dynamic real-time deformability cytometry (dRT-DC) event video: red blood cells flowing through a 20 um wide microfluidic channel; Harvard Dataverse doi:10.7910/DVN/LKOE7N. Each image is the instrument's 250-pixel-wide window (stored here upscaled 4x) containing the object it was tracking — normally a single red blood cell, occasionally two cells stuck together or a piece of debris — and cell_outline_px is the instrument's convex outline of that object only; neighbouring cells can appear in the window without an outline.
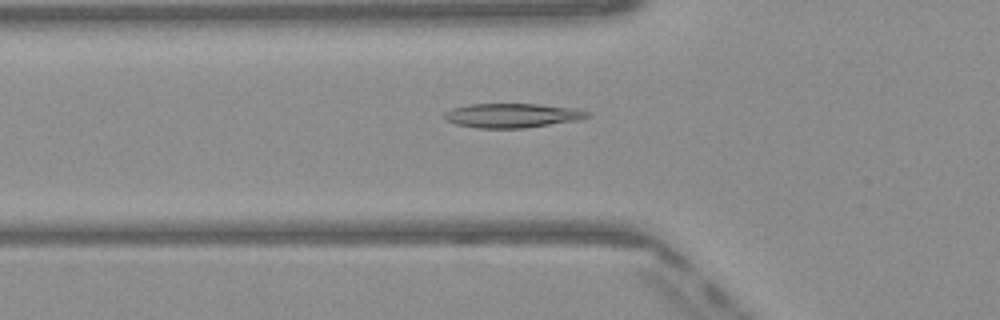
{"species": "Egyptian fruit bat (a non-hibernating species)", "species_latin": "Rousettus aegyptiacus", "temperature_condition": "warm", "stored_images_in_passage": 49, "camera_frame_rate_fps": 3000, "um_per_image_px": 0.085, "frame": {"image": 1, "passage_image": 17, "time_ms": 5.333, "image_size_px": [1000, 320], "cell_outline_px": [[588, 116], [580, 120], [524, 128], [476, 128], [456, 124], [444, 120], [444, 112], [452, 108], [472, 104], [536, 104], [576, 108], [588, 112]], "centroid_in_image_um": [43.51, 9.82], "position_along_channel_um": 82.3, "area_um2": 20.23}}
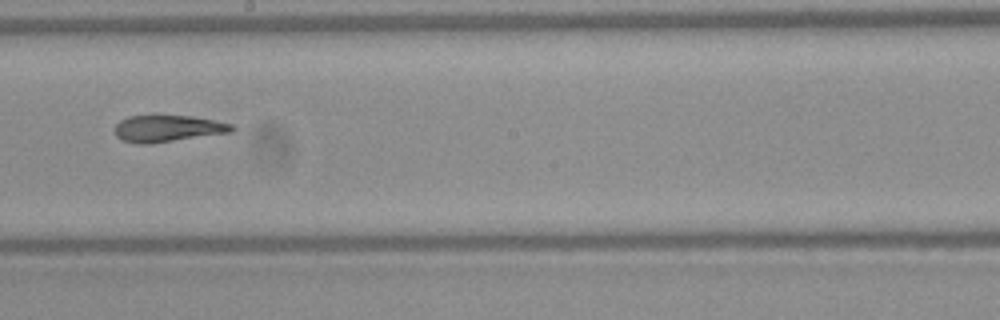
{"frame": {"image": 2, "passage_image": 28, "time_ms": 9.0, "image_size_px": [1000, 320], "cell_outline_px": [[236, 128], [232, 132], [152, 144], [136, 144], [120, 140], [116, 136], [116, 124], [120, 120], [128, 116], [152, 112], [156, 112], [192, 116], [232, 124]], "centroid_in_image_um": [14.2, 10.88], "position_along_channel_um": 234.0, "area_um2": 19.25}}
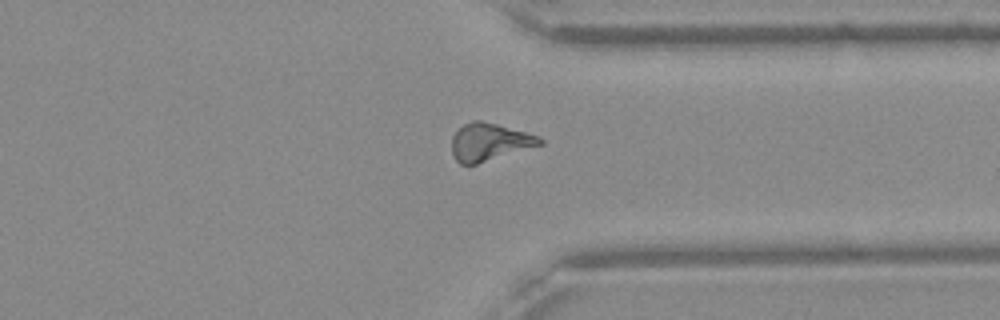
{"frame": {"image": 3, "passage_image": 38, "time_ms": 12.333, "image_size_px": [1000, 320], "cell_outline_px": [[544, 144], [476, 164], [460, 164], [452, 156], [452, 136], [464, 124], [472, 120], [480, 120], [496, 124], [540, 136], [544, 140]], "centroid_in_image_um": [41.6, 12.07], "position_along_channel_um": 369.8, "area_um2": 19.19}, "authors_computed_cell_mechanics": {"area_um2": 18.9584, "velocity_mm_per_s": 4.1043, "shape_relaxation_time_tau1_ms": 9.0984, "shape_relaxation_time_tau2_ms": 3.6555, "deformation_change_tau1": 0.2572, "deformation_change_tau2": 0.1168}}